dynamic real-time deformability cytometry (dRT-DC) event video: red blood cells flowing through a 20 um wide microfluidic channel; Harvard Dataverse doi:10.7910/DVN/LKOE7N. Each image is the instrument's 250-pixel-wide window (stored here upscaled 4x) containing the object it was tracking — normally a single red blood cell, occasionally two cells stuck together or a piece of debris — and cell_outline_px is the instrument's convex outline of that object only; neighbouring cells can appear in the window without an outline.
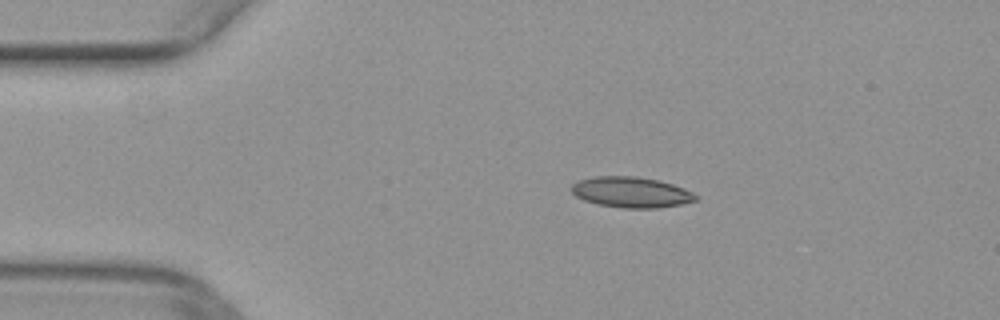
{"species": "common noctule bat (a hibernating species)", "species_latin": "Nyctalus noctula", "temperature_condition": "warm", "stored_images_in_passage": 37, "camera_frame_rate_fps": 3000, "um_per_image_px": 0.085, "animal": {"sex": "female", "body_mass_g": 29.2, "forearm_length_mm": 56.3}, "frame": {"image": 1, "passage_image": 2, "time_ms": 0.333, "image_size_px": [1000, 320], "cell_outline_px": [[696, 200], [680, 204], [656, 208], [624, 208], [596, 204], [584, 200], [576, 196], [572, 192], [572, 184], [580, 180], [596, 176], [636, 176], [656, 180], [672, 184], [684, 188], [692, 192], [696, 196]], "centroid_in_image_um": [53.62, 16.34], "position_along_channel_um": 31.4, "area_um2": 21.96}}
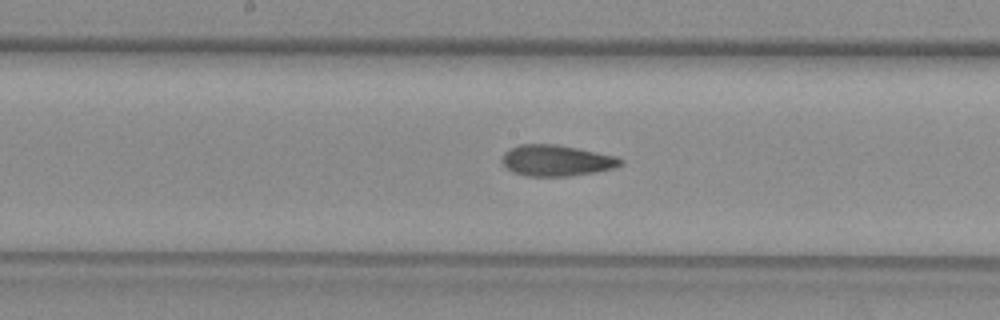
{"frame": {"image": 2, "passage_image": 18, "time_ms": 5.667, "image_size_px": [1000, 320], "cell_outline_px": [[624, 164], [616, 168], [596, 172], [568, 176], [524, 176], [512, 172], [504, 164], [504, 152], [520, 144], [552, 144], [576, 148], [616, 156], [624, 160]], "centroid_in_image_um": [47.35, 13.66], "position_along_channel_um": 200.8, "area_um2": 21.33}}
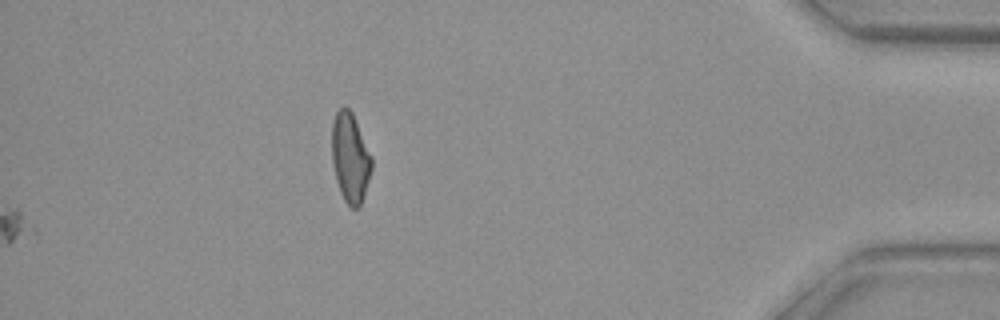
{"frame": {"image": 3, "passage_image": 37, "time_ms": 12.0, "image_size_px": [1000, 320], "cell_outline_px": [[372, 168], [360, 208], [352, 208], [344, 200], [340, 192], [336, 180], [332, 164], [332, 124], [336, 112], [344, 104], [352, 112], [372, 156]], "centroid_in_image_um": [29.77, 13.4], "position_along_channel_um": 405.4, "area_um2": 20.87}}